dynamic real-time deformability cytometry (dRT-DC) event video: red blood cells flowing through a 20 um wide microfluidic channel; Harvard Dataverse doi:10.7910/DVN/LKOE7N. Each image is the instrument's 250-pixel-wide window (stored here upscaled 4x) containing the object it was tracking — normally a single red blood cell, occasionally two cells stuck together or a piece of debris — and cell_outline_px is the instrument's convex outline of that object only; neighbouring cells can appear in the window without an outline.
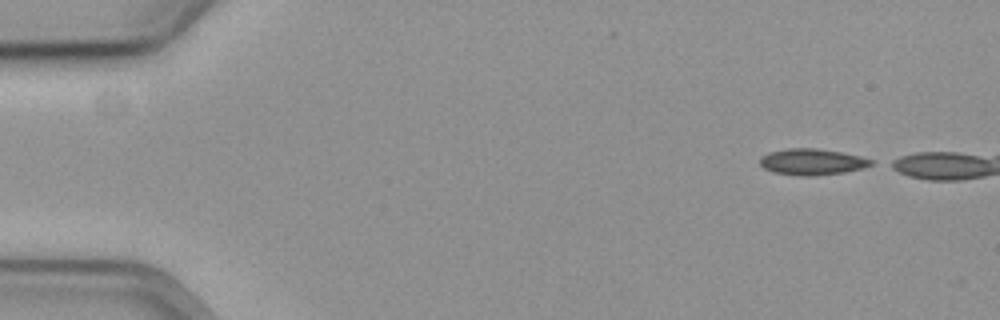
{"species": "common noctule bat (a hibernating species)", "species_latin": "Nyctalus noctula", "temperature_condition": "cold", "stored_images_in_passage": 8, "camera_frame_rate_fps": 3000, "um_per_image_px": 0.085, "animal": {"sex": "female", "body_mass_g": 19.3, "forearm_length_mm": 54.1}, "frame": {"image": 1, "passage_image": 1, "time_ms": 0.0, "image_size_px": [1000, 320], "cell_outline_px": [[876, 160], [872, 164], [864, 168], [844, 172], [812, 176], [800, 176], [772, 172], [764, 168], [760, 164], [760, 156], [768, 152], [788, 148], [816, 148], [840, 152], [860, 156]], "centroid_in_image_um": [69.02, 13.75], "position_along_channel_um": 16.0, "area_um2": 17.11}}